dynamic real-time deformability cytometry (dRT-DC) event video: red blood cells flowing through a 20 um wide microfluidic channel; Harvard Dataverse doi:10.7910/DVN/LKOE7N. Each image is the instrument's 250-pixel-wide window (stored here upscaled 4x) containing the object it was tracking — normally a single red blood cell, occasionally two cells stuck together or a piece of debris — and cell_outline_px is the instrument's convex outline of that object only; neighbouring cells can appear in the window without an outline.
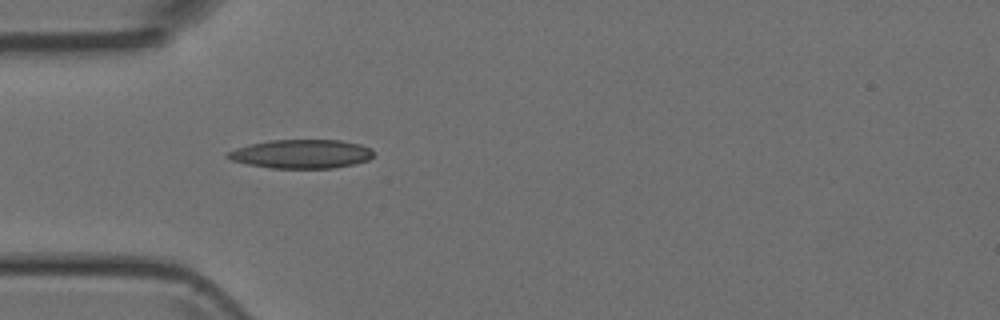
{"species": "Egyptian fruit bat (a non-hibernating species)", "species_latin": "Rousettus aegyptiacus", "temperature_condition": "room temperature", "stored_images_in_passage": 3, "camera_frame_rate_fps": 3000, "um_per_image_px": 0.085, "animal": {"sex": "female"}, "frame": {"image": 1, "passage_image": 3, "time_ms": 2.333, "image_size_px": [1000, 320], "cell_outline_px": [[372, 156], [368, 160], [356, 164], [332, 168], [272, 168], [248, 164], [232, 160], [224, 156], [228, 152], [236, 148], [248, 144], [272, 140], [340, 140], [360, 144], [372, 148]], "centroid_in_image_um": [25.62, 13.08], "position_along_channel_um": 59.4, "area_um2": 24.51}}